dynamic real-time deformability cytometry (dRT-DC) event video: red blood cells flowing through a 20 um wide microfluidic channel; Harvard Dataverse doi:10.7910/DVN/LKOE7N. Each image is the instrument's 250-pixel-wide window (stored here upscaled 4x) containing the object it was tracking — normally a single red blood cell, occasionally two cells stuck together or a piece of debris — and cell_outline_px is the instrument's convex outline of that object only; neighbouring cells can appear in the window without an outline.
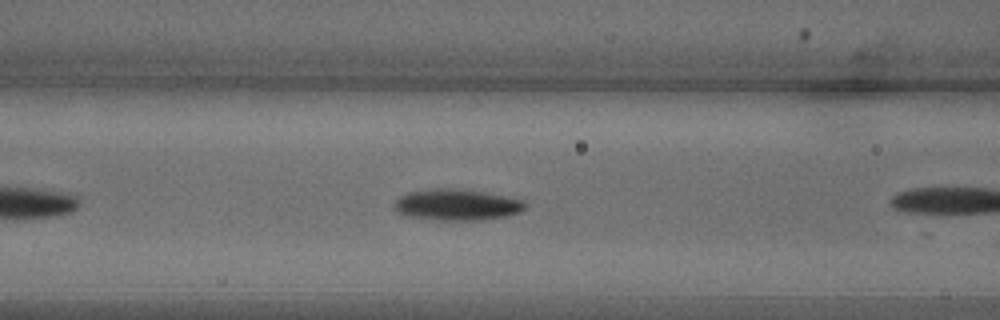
{"species": "common noctule bat (a hibernating species)", "species_latin": "Nyctalus noctula", "temperature_condition": "warm", "stored_images_in_passage": 6, "camera_frame_rate_fps": 3000, "um_per_image_px": 0.085, "animal": {"sex": "male", "body_mass_g": 18.8}, "frame": {"image": 1, "passage_image": 5, "time_ms": 1.333, "image_size_px": [1000, 320], "cell_outline_px": [[528, 204], [520, 212], [508, 216], [480, 220], [440, 220], [404, 216], [396, 212], [392, 204], [400, 196], [408, 192], [436, 188], [460, 188], [484, 192], [524, 200]], "centroid_in_image_um": [38.81, 17.4], "position_along_channel_um": 127.8, "area_um2": 24.1}}